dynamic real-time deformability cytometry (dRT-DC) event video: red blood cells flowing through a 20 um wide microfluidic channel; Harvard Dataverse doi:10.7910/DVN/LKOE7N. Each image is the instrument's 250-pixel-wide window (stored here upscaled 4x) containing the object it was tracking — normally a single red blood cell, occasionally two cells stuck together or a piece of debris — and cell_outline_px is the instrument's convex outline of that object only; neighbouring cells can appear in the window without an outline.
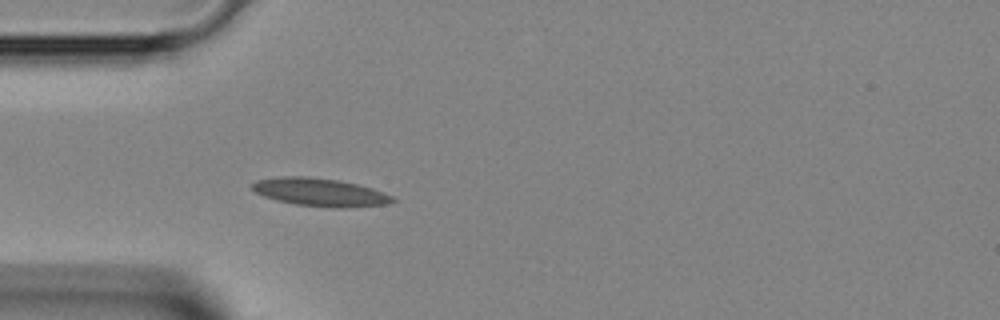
{"species": "Egyptian fruit bat (a non-hibernating species)", "species_latin": "Rousettus aegyptiacus", "temperature_condition": "room temperature", "stored_images_in_passage": 33, "camera_frame_rate_fps": 3000, "um_per_image_px": 0.085, "animal": {"sex": "female"}, "frame": {"image": 1, "passage_image": 1, "time_ms": 0.0, "image_size_px": [1000, 320], "cell_outline_px": [[396, 200], [388, 204], [344, 208], [336, 208], [296, 204], [276, 200], [264, 196], [256, 192], [252, 188], [252, 184], [256, 180], [280, 176], [308, 176], [340, 180], [372, 188], [392, 196]], "centroid_in_image_um": [27.2, 16.33], "position_along_channel_um": 57.8, "area_um2": 22.89}}
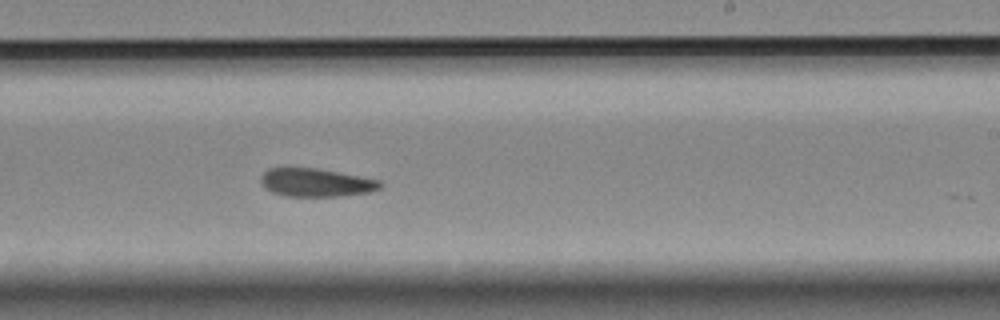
{"frame": {"image": 2, "passage_image": 15, "time_ms": 4.667, "image_size_px": [1000, 320], "cell_outline_px": [[384, 184], [380, 188], [368, 192], [340, 196], [284, 196], [272, 192], [264, 188], [260, 184], [260, 176], [268, 168], [284, 164], [320, 168], [380, 180]], "centroid_in_image_um": [26.76, 15.46], "position_along_channel_um": 262.2, "area_um2": 20.58}}
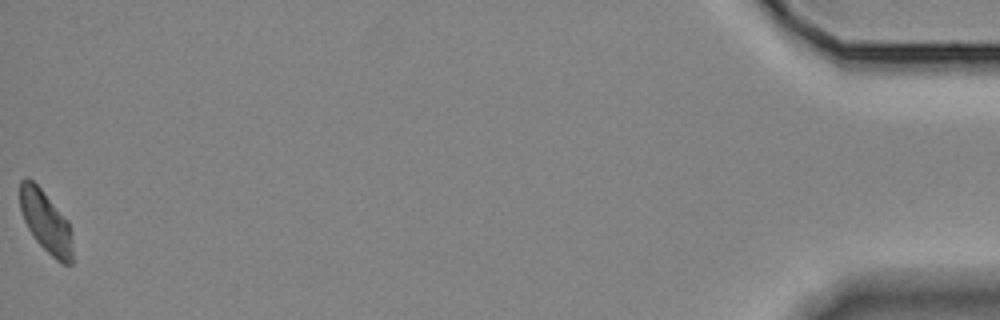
{"frame": {"image": 3, "passage_image": 33, "time_ms": 10.667, "image_size_px": [1000, 320], "cell_outline_px": [[72, 264], [60, 264], [32, 236], [24, 220], [20, 208], [20, 180], [24, 176], [28, 176], [40, 188], [68, 220], [72, 248]], "centroid_in_image_um": [3.87, 18.83], "position_along_channel_um": 431.3, "area_um2": 18.79}}